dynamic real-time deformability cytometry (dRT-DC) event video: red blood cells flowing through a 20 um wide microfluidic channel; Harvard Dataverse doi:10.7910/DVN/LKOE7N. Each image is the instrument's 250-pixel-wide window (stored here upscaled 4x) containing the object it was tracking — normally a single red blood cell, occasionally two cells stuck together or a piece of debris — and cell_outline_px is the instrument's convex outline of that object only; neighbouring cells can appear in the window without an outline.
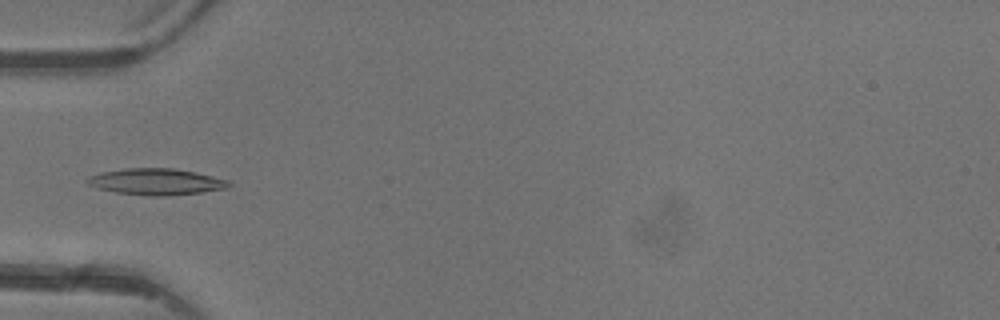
{"species": "common noctule bat (a hibernating species)", "species_latin": "Nyctalus noctula", "temperature_condition": "warm", "stored_images_in_passage": 4, "camera_frame_rate_fps": 3000, "um_per_image_px": 0.085, "animal": {"sex": "female"}, "frame": {"image": 1, "passage_image": 4, "time_ms": 3.333, "image_size_px": [1000, 320], "cell_outline_px": [[232, 184], [228, 188], [200, 192], [168, 196], [148, 196], [116, 192], [100, 188], [88, 184], [84, 180], [88, 176], [100, 172], [124, 168], [176, 168], [196, 172], [228, 180]], "centroid_in_image_um": [13.27, 15.44], "position_along_channel_um": 71.7, "area_um2": 21.85}}